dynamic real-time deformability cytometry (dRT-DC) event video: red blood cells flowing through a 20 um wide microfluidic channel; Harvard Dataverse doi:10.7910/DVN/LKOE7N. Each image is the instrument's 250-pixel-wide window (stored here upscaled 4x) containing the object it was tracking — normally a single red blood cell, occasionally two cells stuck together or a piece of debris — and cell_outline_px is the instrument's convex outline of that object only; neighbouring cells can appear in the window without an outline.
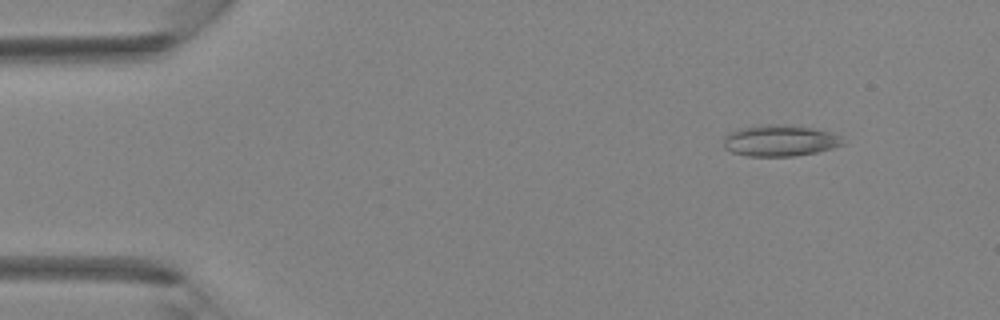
{"species": "Egyptian fruit bat (a non-hibernating species)", "species_latin": "Rousettus aegyptiacus", "temperature_condition": "room temperature", "stored_images_in_passage": 42, "segment_of_instrument_passage": [1, 2], "camera_frame_rate_fps": 3000, "um_per_image_px": 0.085, "animal": {"sex": "female"}, "frame": {"image": 1, "passage_image": 5, "time_ms": 1.333, "image_size_px": [1000, 320], "cell_outline_px": [[844, 144], [832, 148], [816, 152], [796, 156], [748, 156], [732, 152], [724, 148], [724, 136], [728, 132], [740, 128], [760, 124], [784, 124], [812, 128], [828, 132], [840, 136]], "centroid_in_image_um": [66.24, 11.95], "position_along_channel_um": 18.8, "area_um2": 21.79}}
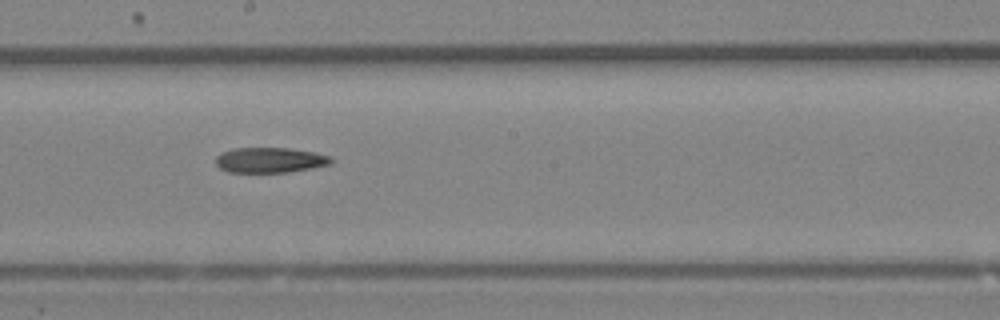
{"frame": {"image": 2, "passage_image": 23, "time_ms": 7.333, "image_size_px": [1000, 320], "cell_outline_px": [[332, 164], [312, 168], [288, 172], [228, 172], [220, 168], [216, 164], [216, 156], [220, 152], [232, 148], [288, 148], [316, 152], [332, 156]], "centroid_in_image_um": [22.96, 13.6], "position_along_channel_um": 225.2, "area_um2": 17.17}}
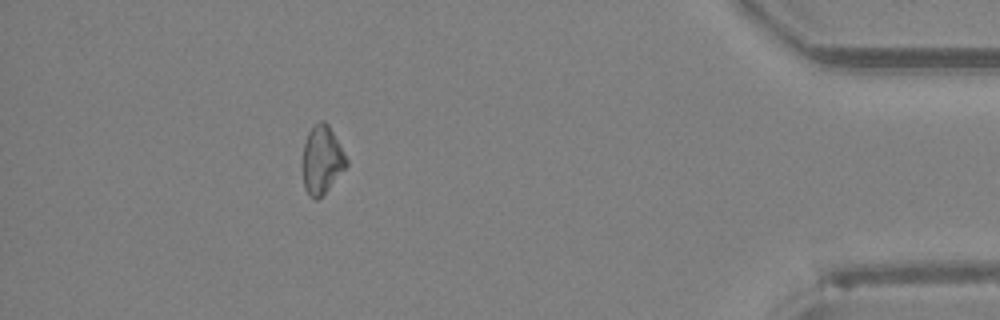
{"frame": {"image": 3, "passage_image": 37, "time_ms": 12.0, "image_size_px": [1000, 320], "cell_outline_px": [[348, 164], [328, 188], [316, 200], [308, 196], [304, 188], [304, 144], [308, 132], [320, 120], [324, 120], [328, 124], [348, 160]], "centroid_in_image_um": [27.36, 13.58], "position_along_channel_um": 407.8, "area_um2": 16.82}}